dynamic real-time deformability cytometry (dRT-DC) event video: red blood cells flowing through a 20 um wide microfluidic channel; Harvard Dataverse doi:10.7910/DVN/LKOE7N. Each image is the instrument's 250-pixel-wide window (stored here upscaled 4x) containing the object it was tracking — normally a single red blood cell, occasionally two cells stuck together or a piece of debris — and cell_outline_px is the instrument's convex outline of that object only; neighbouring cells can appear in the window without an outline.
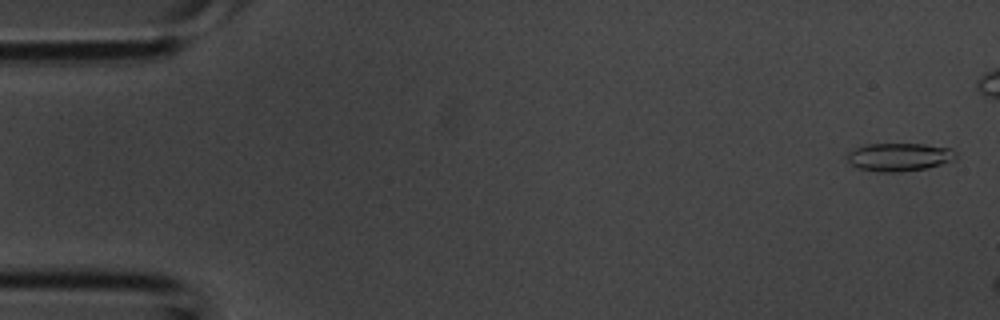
{"species": "common noctule bat (a hibernating species)", "species_latin": "Nyctalus noctula", "temperature_condition": "room temperature", "stored_images_in_passage": 4, "camera_frame_rate_fps": 3000, "um_per_image_px": 0.085, "animal": {"sex": "male", "body_mass_g": 20.1, "forearm_length_mm": 53.5}, "frame": {"image": 1, "passage_image": 1, "time_ms": 0.0, "image_size_px": [1000, 320], "cell_outline_px": [[956, 156], [952, 160], [928, 168], [896, 172], [880, 172], [856, 168], [848, 160], [848, 152], [864, 144], [924, 144], [952, 148], [956, 152]], "centroid_in_image_um": [76.43, 13.34], "position_along_channel_um": 8.6, "area_um2": 17.74}}